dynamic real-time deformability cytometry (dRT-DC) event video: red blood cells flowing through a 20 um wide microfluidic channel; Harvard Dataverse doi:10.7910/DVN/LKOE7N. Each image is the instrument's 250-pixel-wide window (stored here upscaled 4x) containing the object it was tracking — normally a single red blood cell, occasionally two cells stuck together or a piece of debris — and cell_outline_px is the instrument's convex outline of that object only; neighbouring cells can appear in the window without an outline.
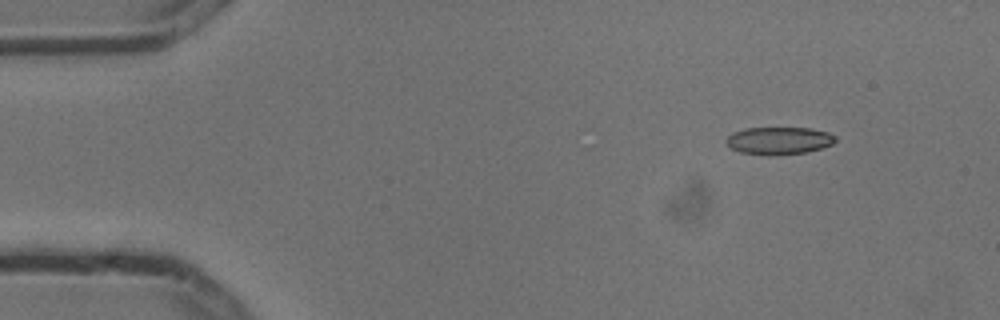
{"species": "common noctule bat (a hibernating species)", "species_latin": "Nyctalus noctula", "temperature_condition": "cold", "stored_images_in_passage": 6, "camera_frame_rate_fps": 3000, "um_per_image_px": 0.085, "animal": {"sex": "male", "body_mass_g": 13.3}, "frame": {"image": 1, "passage_image": 1, "time_ms": 0.0, "image_size_px": [1000, 320], "cell_outline_px": [[836, 140], [832, 144], [808, 152], [772, 156], [768, 156], [740, 152], [732, 148], [724, 140], [732, 132], [744, 128], [812, 128], [828, 132], [836, 136]], "centroid_in_image_um": [66.2, 11.96], "position_along_channel_um": 18.8, "area_um2": 17.69}}
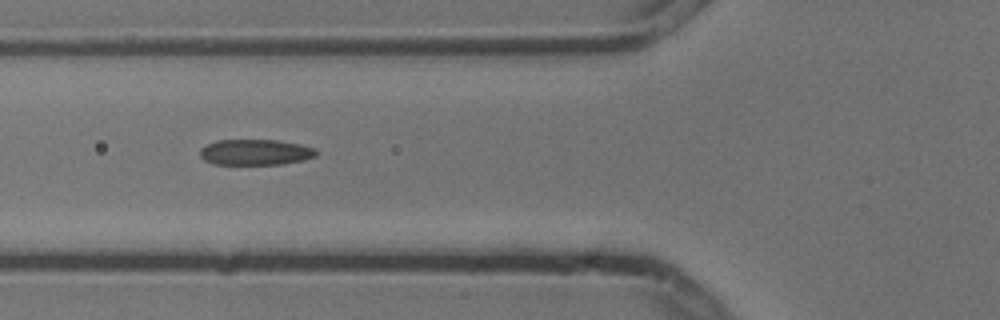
{"frame": {"image": 2, "passage_image": 5, "time_ms": 1.333, "image_size_px": [1000, 320], "cell_outline_px": [[316, 156], [304, 160], [284, 164], [212, 164], [204, 160], [200, 156], [200, 148], [216, 140], [276, 140], [300, 144], [312, 148], [316, 152]], "centroid_in_image_um": [21.68, 12.94], "position_along_channel_um": 104.1, "area_um2": 17.4}}
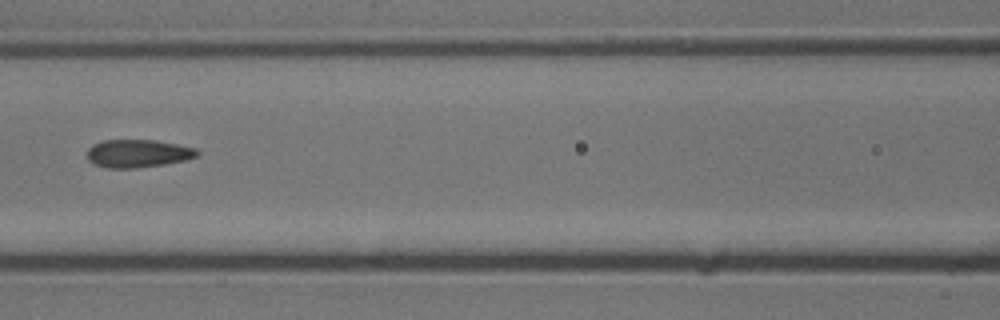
{"frame": {"image": 3, "passage_image": 6, "time_ms": 1.667, "image_size_px": [1000, 320], "cell_outline_px": [[200, 152], [196, 156], [184, 160], [164, 164], [136, 168], [108, 168], [92, 164], [88, 160], [88, 148], [92, 144], [104, 140], [156, 140], [196, 148]], "centroid_in_image_um": [11.69, 13.04], "position_along_channel_um": 154.9, "area_um2": 17.92}}